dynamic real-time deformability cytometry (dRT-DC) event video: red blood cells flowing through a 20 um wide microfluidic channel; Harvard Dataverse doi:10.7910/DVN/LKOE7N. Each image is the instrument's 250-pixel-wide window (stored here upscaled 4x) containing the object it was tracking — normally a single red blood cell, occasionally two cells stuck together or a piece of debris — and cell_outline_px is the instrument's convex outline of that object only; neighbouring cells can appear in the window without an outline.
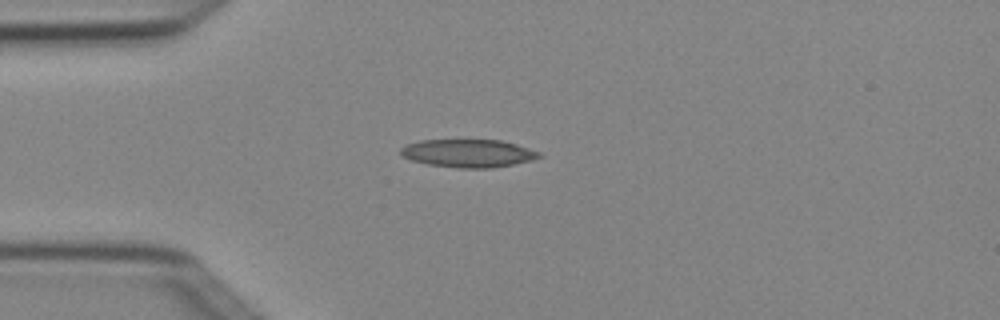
{"species": "Egyptian fruit bat (a non-hibernating species)", "species_latin": "Rousettus aegyptiacus", "temperature_condition": "cold", "stored_images_in_passage": 3, "camera_frame_rate_fps": 3000, "um_per_image_px": 0.085, "animal": {"sex": "female"}, "frame": {"image": 1, "passage_image": 1, "time_ms": 0.0, "image_size_px": [1000, 320], "cell_outline_px": [[544, 156], [532, 160], [492, 168], [456, 168], [428, 164], [412, 160], [400, 156], [400, 148], [408, 144], [420, 140], [500, 140], [516, 144], [540, 152]], "centroid_in_image_um": [39.79, 13.03], "position_along_channel_um": 45.2, "area_um2": 22.6}}
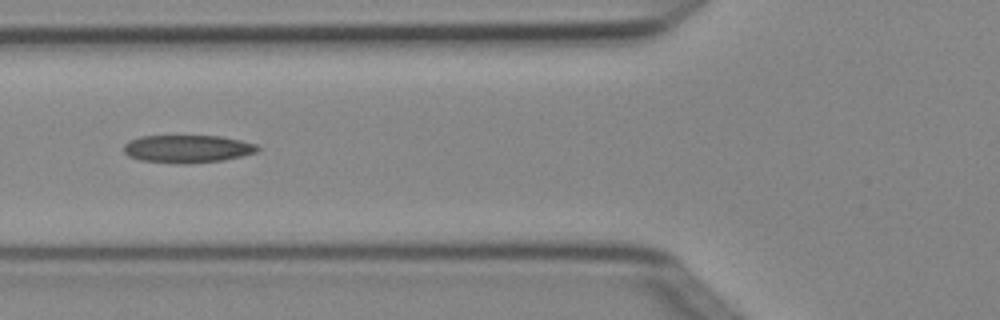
{"frame": {"image": 2, "passage_image": 3, "time_ms": 0.667, "image_size_px": [1000, 320], "cell_outline_px": [[260, 148], [256, 152], [224, 160], [188, 164], [180, 164], [140, 160], [128, 156], [124, 152], [124, 144], [128, 140], [140, 136], [220, 136], [240, 140], [256, 144]], "centroid_in_image_um": [15.9, 12.65], "position_along_channel_um": 109.9, "area_um2": 21.73}}